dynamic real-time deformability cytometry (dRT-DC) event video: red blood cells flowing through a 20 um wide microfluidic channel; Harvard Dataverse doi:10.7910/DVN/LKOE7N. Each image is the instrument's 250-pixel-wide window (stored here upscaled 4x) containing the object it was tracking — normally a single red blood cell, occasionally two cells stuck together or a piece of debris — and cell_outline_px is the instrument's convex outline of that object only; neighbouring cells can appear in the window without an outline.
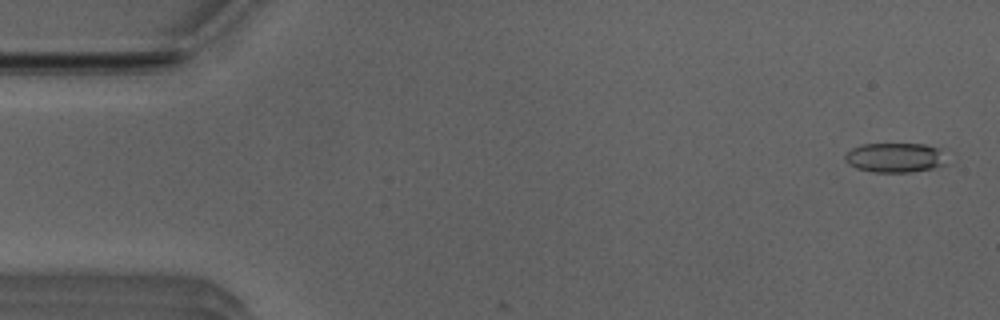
{"species": "Egyptian fruit bat (a non-hibernating species)", "species_latin": "Rousettus aegyptiacus", "temperature_condition": "room temperature", "stored_images_in_passage": 4, "camera_frame_rate_fps": 3000, "um_per_image_px": 0.085, "animal": {"sex": "male"}, "frame": {"image": 1, "passage_image": 2, "time_ms": 0.333, "image_size_px": [1000, 320], "cell_outline_px": [[944, 164], [932, 168], [912, 172], [872, 172], [856, 168], [848, 164], [844, 160], [844, 156], [852, 148], [860, 144], [924, 144], [936, 148]], "centroid_in_image_um": [75.94, 13.4], "position_along_channel_um": 9.1, "area_um2": 17.11}}